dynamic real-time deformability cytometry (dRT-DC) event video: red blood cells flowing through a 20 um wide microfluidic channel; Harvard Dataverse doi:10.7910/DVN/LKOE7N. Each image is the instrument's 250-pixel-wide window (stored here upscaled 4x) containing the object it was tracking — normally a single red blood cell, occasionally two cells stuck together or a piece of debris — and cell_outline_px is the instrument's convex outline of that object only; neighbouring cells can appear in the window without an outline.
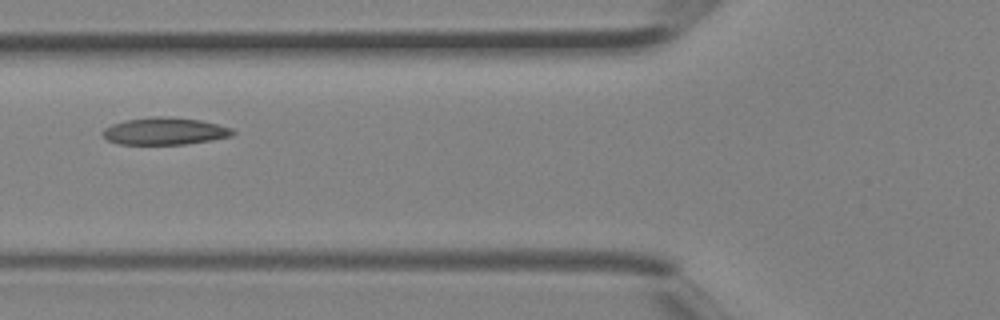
{"species": "Egyptian fruit bat (a non-hibernating species)", "species_latin": "Rousettus aegyptiacus", "temperature_condition": "room temperature", "stored_images_in_passage": 5, "camera_frame_rate_fps": 3000, "um_per_image_px": 0.085, "animal": {"sex": "female"}, "frame": {"image": 1, "passage_image": 5, "time_ms": 1.333, "image_size_px": [1000, 320], "cell_outline_px": [[236, 132], [232, 136], [212, 140], [188, 144], [120, 144], [108, 140], [100, 132], [104, 128], [112, 124], [128, 120], [152, 116], [164, 116], [200, 120], [232, 128]], "centroid_in_image_um": [14.02, 11.15], "position_along_channel_um": 111.8, "area_um2": 20.58}}